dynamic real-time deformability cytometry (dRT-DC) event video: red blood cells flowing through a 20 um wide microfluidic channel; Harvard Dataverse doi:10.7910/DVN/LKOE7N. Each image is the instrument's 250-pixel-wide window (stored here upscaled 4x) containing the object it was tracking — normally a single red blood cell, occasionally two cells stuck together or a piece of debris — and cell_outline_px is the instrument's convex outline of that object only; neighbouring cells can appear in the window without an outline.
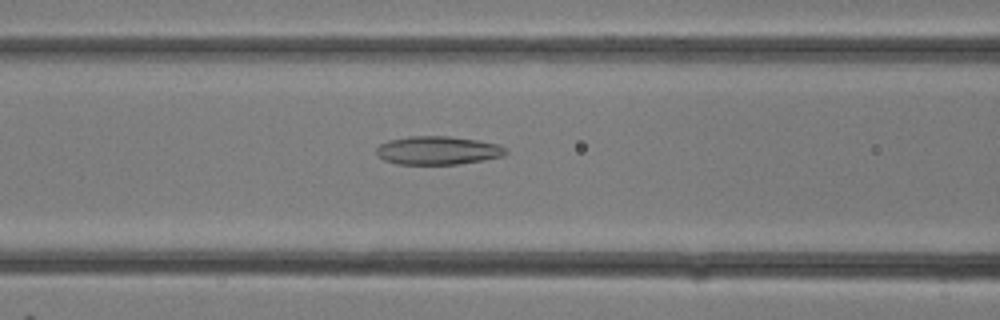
{"species": "common noctule bat (a hibernating species)", "species_latin": "Nyctalus noctula", "temperature_condition": "room temperature", "stored_images_in_passage": 31, "camera_frame_rate_fps": 3000, "um_per_image_px": 0.085, "animal": {"sex": "female"}, "frame": {"image": 1, "passage_image": 13, "time_ms": 4.0, "image_size_px": [1000, 320], "cell_outline_px": [[508, 152], [504, 156], [484, 160], [456, 164], [396, 164], [384, 160], [376, 152], [376, 148], [380, 144], [388, 140], [408, 136], [448, 136], [476, 140], [500, 144], [508, 148]], "centroid_in_image_um": [37.25, 12.78], "position_along_channel_um": 129.4, "area_um2": 21.56}}
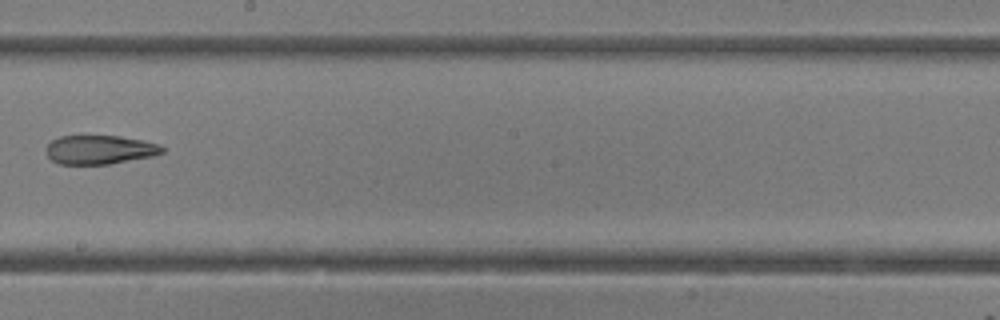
{"frame": {"image": 2, "passage_image": 18, "time_ms": 5.667, "image_size_px": [1000, 320], "cell_outline_px": [[164, 152], [152, 156], [108, 164], [60, 164], [52, 160], [44, 152], [48, 144], [52, 140], [60, 136], [120, 136], [144, 140], [160, 144], [164, 148]], "centroid_in_image_um": [8.47, 12.72], "position_along_channel_um": 239.7, "area_um2": 19.59}}
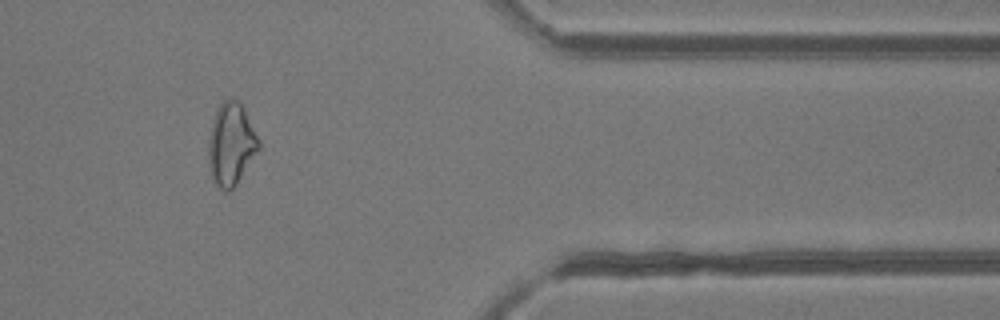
{"frame": {"image": 3, "passage_image": 26, "time_ms": 8.333, "image_size_px": [1000, 320], "cell_outline_px": [[260, 148], [236, 184], [228, 192], [224, 192], [216, 184], [212, 176], [208, 164], [208, 140], [212, 120], [220, 104], [228, 96], [240, 100], [260, 140]], "centroid_in_image_um": [19.64, 12.22], "position_along_channel_um": 391.8, "area_um2": 24.33}}